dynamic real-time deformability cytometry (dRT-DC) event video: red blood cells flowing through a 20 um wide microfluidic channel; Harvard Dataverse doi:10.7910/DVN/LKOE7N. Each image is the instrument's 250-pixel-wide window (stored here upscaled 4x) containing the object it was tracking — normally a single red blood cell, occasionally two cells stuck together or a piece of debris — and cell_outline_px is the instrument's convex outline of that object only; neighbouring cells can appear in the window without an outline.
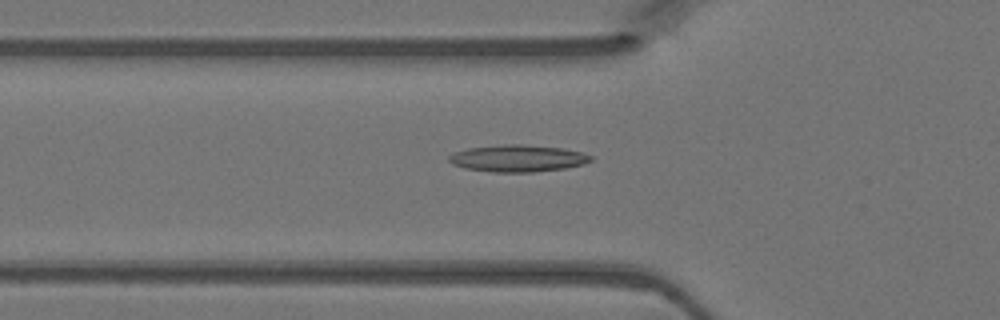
{"species": "Egyptian fruit bat (a non-hibernating species)", "species_latin": "Rousettus aegyptiacus", "temperature_condition": "warm", "stored_images_in_passage": 34, "camera_frame_rate_fps": 3000, "um_per_image_px": 0.085, "animal": {"sex": "female"}, "frame": {"image": 1, "passage_image": 3, "time_ms": 0.667, "image_size_px": [1000, 320], "cell_outline_px": [[592, 160], [584, 164], [564, 168], [532, 172], [492, 172], [464, 168], [452, 164], [448, 160], [448, 156], [452, 152], [468, 148], [504, 144], [524, 144], [564, 148], [580, 152], [592, 156]], "centroid_in_image_um": [43.97, 13.45], "position_along_channel_um": 81.8, "area_um2": 22.37}}
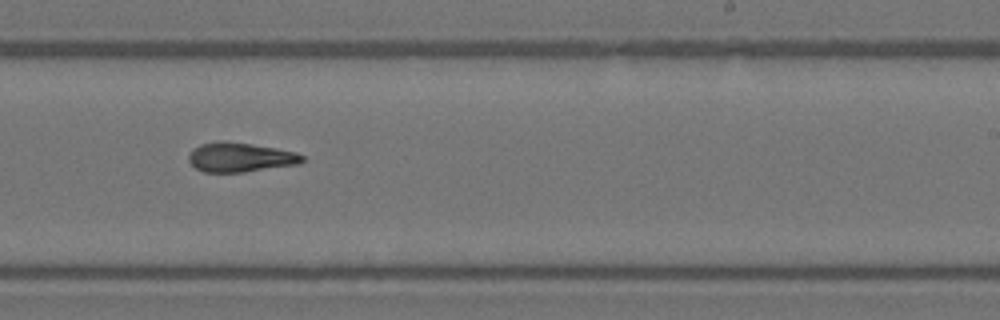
{"frame": {"image": 2, "passage_image": 16, "time_ms": 5.0, "image_size_px": [1000, 320], "cell_outline_px": [[304, 160], [300, 164], [244, 172], [204, 172], [196, 168], [188, 160], [188, 156], [192, 148], [200, 144], [216, 140], [224, 140], [252, 144], [276, 148], [296, 152], [304, 156]], "centroid_in_image_um": [20.4, 13.35], "position_along_channel_um": 268.6, "area_um2": 19.71}}
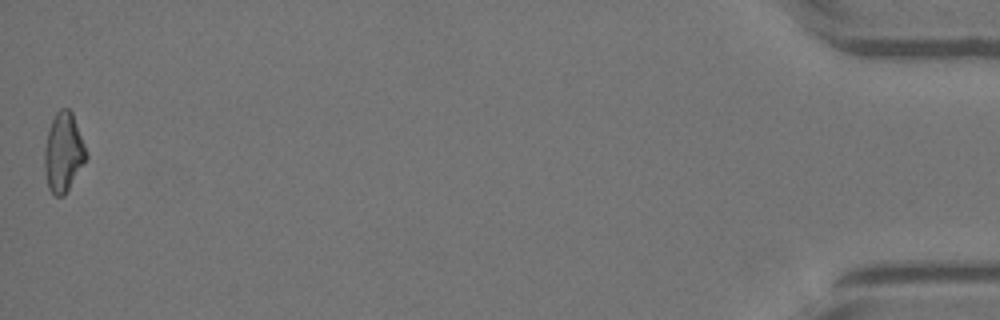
{"frame": {"image": 3, "passage_image": 34, "time_ms": 11.0, "image_size_px": [1000, 320], "cell_outline_px": [[88, 156], [64, 196], [56, 196], [48, 188], [44, 168], [44, 148], [48, 128], [56, 112], [60, 108], [68, 108], [72, 112], [88, 152]], "centroid_in_image_um": [5.38, 12.93], "position_along_channel_um": 429.8, "area_um2": 19.31}}